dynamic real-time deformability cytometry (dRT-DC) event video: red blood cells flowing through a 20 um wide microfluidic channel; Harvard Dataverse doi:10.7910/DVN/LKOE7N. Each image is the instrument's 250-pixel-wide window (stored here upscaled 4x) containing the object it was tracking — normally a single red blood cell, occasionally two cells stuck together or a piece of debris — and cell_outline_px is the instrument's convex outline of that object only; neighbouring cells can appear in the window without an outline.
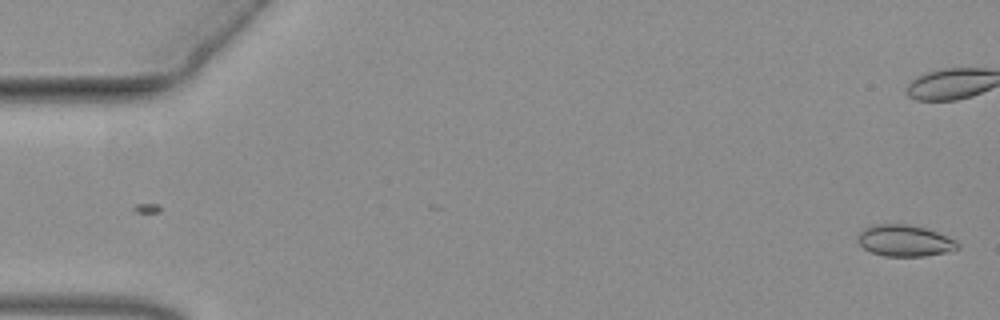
{"species": "common noctule bat (a hibernating species)", "species_latin": "Nyctalus noctula", "temperature_condition": "warm", "stored_images_in_passage": 28, "camera_frame_rate_fps": 3000, "um_per_image_px": 0.085, "animal": {"sex": "female", "body_mass_g": 19.3, "forearm_length_mm": 54.1}, "frame": {"image": 1, "passage_image": 1, "time_ms": 0.0, "image_size_px": [1000, 320], "cell_outline_px": [[960, 248], [948, 252], [924, 256], [884, 256], [872, 252], [864, 248], [856, 240], [856, 236], [864, 228], [872, 224], [908, 224], [924, 228], [936, 232], [956, 240], [960, 244]], "centroid_in_image_um": [76.89, 20.46], "position_along_channel_um": 8.1, "area_um2": 18.38}}